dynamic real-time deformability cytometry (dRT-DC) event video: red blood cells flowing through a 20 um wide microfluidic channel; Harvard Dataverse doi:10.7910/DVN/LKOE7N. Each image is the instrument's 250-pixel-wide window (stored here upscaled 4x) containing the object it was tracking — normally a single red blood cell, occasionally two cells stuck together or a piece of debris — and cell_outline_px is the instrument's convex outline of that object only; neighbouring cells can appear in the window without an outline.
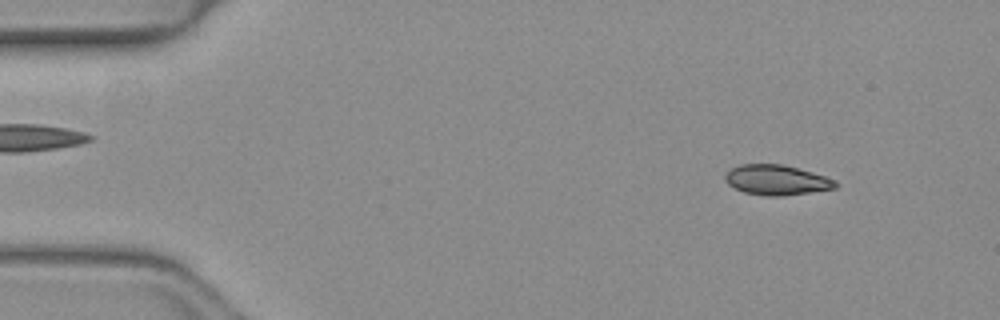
{"species": "common noctule bat (a hibernating species)", "species_latin": "Nyctalus noctula", "temperature_condition": "warm", "stored_images_in_passage": 46, "camera_frame_rate_fps": 3000, "um_per_image_px": 0.085, "animal": {"sex": "female", "body_mass_g": 19.3, "forearm_length_mm": 54.1}, "frame": {"image": 1, "passage_image": 1, "time_ms": 0.0, "image_size_px": [1000, 320], "cell_outline_px": [[840, 184], [836, 188], [784, 196], [764, 196], [744, 192], [728, 184], [724, 180], [724, 176], [732, 168], [740, 164], [780, 164], [812, 172], [836, 180]], "centroid_in_image_um": [66.02, 15.31], "position_along_channel_um": 19.0, "area_um2": 19.31}}
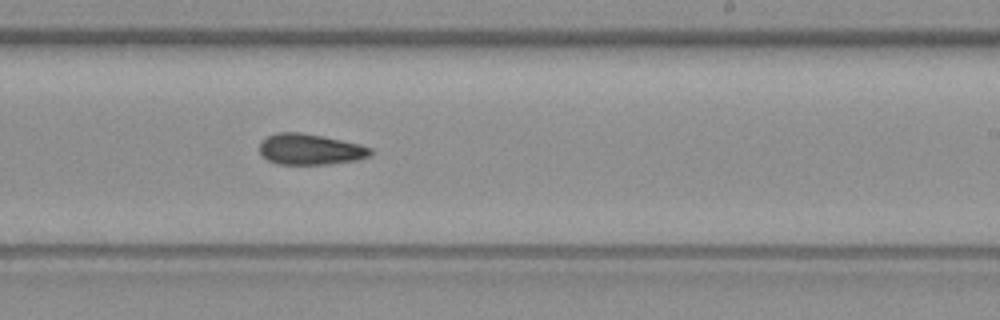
{"frame": {"image": 2, "passage_image": 26, "time_ms": 8.333, "image_size_px": [1000, 320], "cell_outline_px": [[372, 156], [360, 160], [328, 164], [276, 164], [260, 156], [260, 140], [276, 132], [300, 132], [324, 136], [360, 144], [372, 148]], "centroid_in_image_um": [26.37, 12.69], "position_along_channel_um": 262.6, "area_um2": 20.35}}
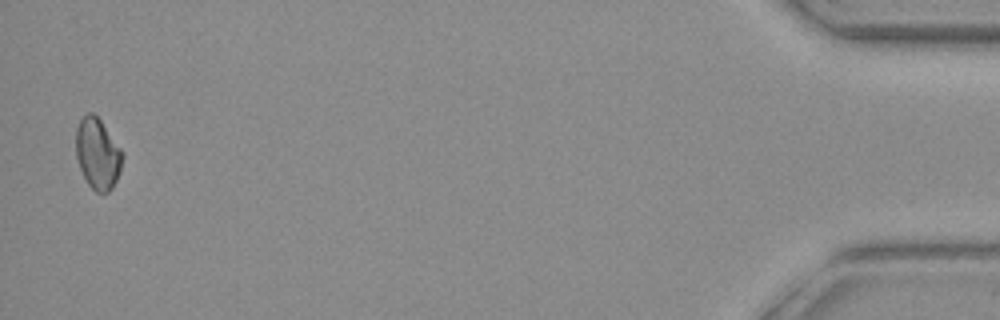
{"frame": {"image": 3, "passage_image": 45, "time_ms": 14.667, "image_size_px": [1000, 320], "cell_outline_px": [[124, 156], [120, 172], [112, 188], [108, 192], [96, 192], [88, 184], [80, 168], [76, 156], [76, 128], [80, 120], [88, 112], [92, 112], [100, 120], [124, 152]], "centroid_in_image_um": [8.31, 13.07], "position_along_channel_um": 426.9, "area_um2": 19.19}, "authors_computed_cell_mechanics": {"area_um2": 19.8832, "velocity_mm_per_s": 4.0861, "shape_relaxation_time_tau1_ms": null, "shape_relaxation_time_tau2_ms": 6.423, "deformation_change_tau1": null, "deformation_change_tau2": 0.0862}}